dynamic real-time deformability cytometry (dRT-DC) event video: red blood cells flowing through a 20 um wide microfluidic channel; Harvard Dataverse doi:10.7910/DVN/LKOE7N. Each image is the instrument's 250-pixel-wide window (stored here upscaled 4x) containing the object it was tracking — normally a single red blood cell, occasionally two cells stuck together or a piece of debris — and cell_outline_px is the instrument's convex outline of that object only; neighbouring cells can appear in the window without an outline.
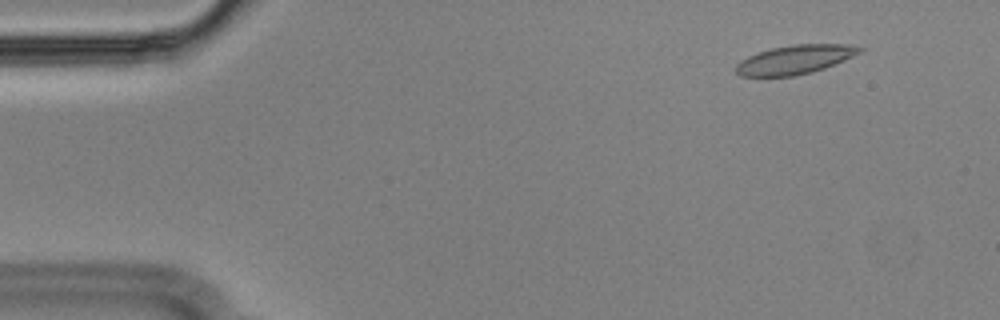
{"species": "Egyptian fruit bat (a non-hibernating species)", "species_latin": "Rousettus aegyptiacus", "temperature_condition": "cold", "stored_images_in_passage": 56, "camera_frame_rate_fps": 3000, "um_per_image_px": 0.085, "animal": {"sex": "male"}, "frame": {"image": 1, "passage_image": 5, "time_ms": 1.333, "image_size_px": [1000, 320], "cell_outline_px": [[868, 48], [844, 60], [824, 68], [812, 72], [796, 76], [740, 76], [736, 72], [736, 64], [740, 60], [756, 52], [772, 48], [792, 44], [848, 44]], "centroid_in_image_um": [67.57, 5.05], "position_along_channel_um": 17.4, "area_um2": 20.98}}
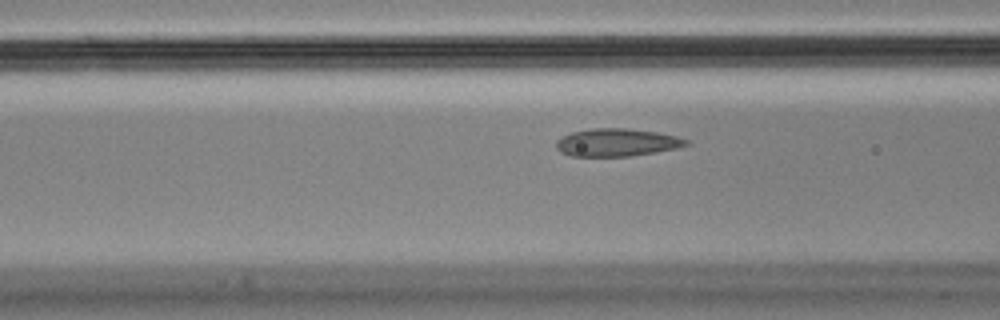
{"frame": {"image": 2, "passage_image": 21, "time_ms": 6.667, "image_size_px": [1000, 320], "cell_outline_px": [[692, 144], [676, 148], [656, 152], [632, 156], [572, 156], [560, 152], [556, 148], [556, 140], [560, 136], [572, 132], [592, 128], [624, 128], [656, 132], [676, 136], [688, 140]], "centroid_in_image_um": [52.41, 12.11], "position_along_channel_um": 114.2, "area_um2": 21.1}}
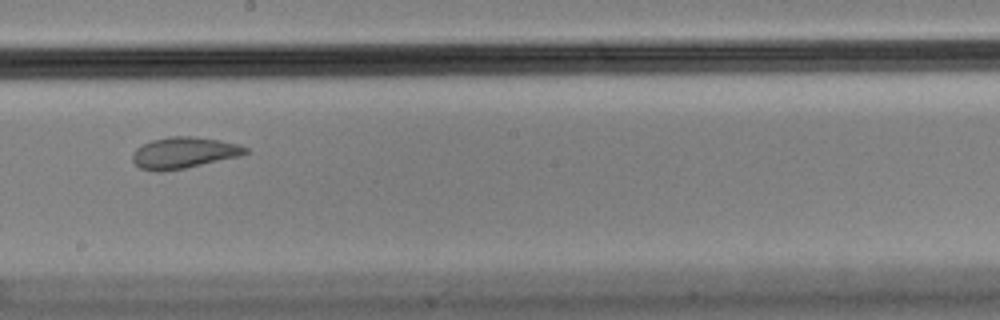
{"frame": {"image": 3, "passage_image": 31, "time_ms": 10.0, "image_size_px": [1000, 320], "cell_outline_px": [[248, 152], [240, 156], [184, 168], [164, 172], [156, 172], [140, 168], [132, 160], [132, 156], [136, 148], [152, 140], [168, 136], [192, 136], [220, 140], [240, 144], [248, 148]], "centroid_in_image_um": [15.63, 12.98], "position_along_channel_um": 232.6, "area_um2": 20.63}}